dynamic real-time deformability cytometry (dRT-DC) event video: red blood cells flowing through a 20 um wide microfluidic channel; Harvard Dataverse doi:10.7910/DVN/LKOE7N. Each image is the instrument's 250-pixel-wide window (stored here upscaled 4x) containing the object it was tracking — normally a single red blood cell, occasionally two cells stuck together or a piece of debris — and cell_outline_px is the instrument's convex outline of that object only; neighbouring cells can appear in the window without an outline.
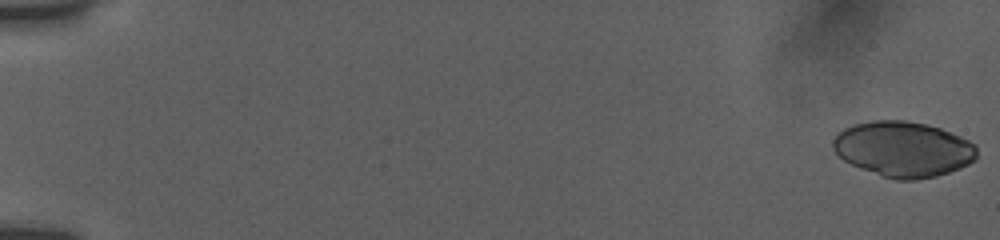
{"species": "human", "species_latin": "Homo sapiens", "temperature_condition": "room temperature", "stored_images_in_passage": 52, "camera_frame_rate_fps": 3000, "um_per_image_px": 0.085, "donor": {"sex": "female"}, "frame": {"image": 1, "passage_image": 1, "time_ms": 0.0, "image_size_px": [1000, 240], "cell_outline_px": [[976, 160], [960, 168], [936, 176], [916, 180], [896, 180], [860, 168], [844, 160], [832, 148], [832, 140], [844, 128], [856, 124], [872, 120], [908, 120], [928, 124], [940, 128], [960, 136], [976, 144]], "centroid_in_image_um": [76.79, 12.67], "position_along_channel_um": 8.2, "area_um2": 46.41}}
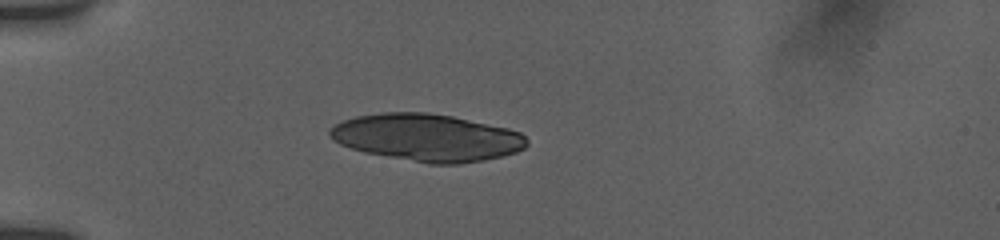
{"frame": {"image": 2, "passage_image": 18, "time_ms": 5.333, "image_size_px": [1000, 240], "cell_outline_px": [[528, 144], [524, 148], [516, 152], [504, 156], [484, 160], [460, 164], [428, 164], [364, 152], [340, 144], [332, 140], [328, 132], [336, 124], [344, 120], [356, 116], [384, 112], [428, 112], [452, 116], [508, 128], [520, 132], [528, 140]], "centroid_in_image_um": [36.31, 11.69], "position_along_channel_um": 48.7, "area_um2": 54.33}}